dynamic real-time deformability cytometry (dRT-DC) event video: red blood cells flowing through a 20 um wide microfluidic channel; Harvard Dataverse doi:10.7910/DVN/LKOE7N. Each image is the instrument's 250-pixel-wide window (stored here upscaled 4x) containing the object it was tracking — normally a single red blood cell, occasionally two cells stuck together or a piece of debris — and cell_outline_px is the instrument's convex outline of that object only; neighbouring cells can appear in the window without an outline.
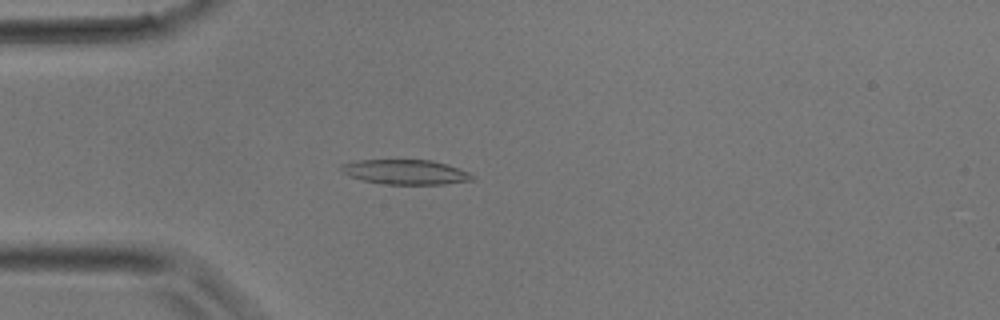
{"species": "common noctule bat (a hibernating species)", "species_latin": "Nyctalus noctula", "temperature_condition": "room temperature", "stored_images_in_passage": 34, "camera_frame_rate_fps": 3000, "um_per_image_px": 0.085, "animal": {"sex": "male", "body_mass_g": 17.9}, "frame": {"image": 1, "passage_image": 6, "time_ms": 1.667, "image_size_px": [1000, 320], "cell_outline_px": [[476, 176], [472, 180], [444, 184], [380, 184], [348, 176], [340, 168], [340, 164], [356, 160], [432, 160], [448, 164], [468, 172]], "centroid_in_image_um": [34.46, 14.62], "position_along_channel_um": 50.5, "area_um2": 18.96}}
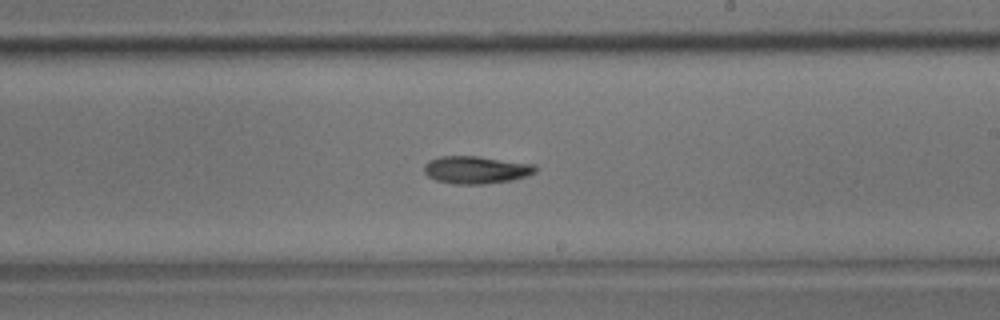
{"frame": {"image": 2, "passage_image": 18, "time_ms": 5.667, "image_size_px": [1000, 320], "cell_outline_px": [[540, 168], [536, 172], [528, 176], [512, 180], [484, 184], [452, 184], [436, 180], [428, 176], [424, 172], [424, 164], [428, 160], [440, 156], [480, 156], [536, 164]], "centroid_in_image_um": [40.51, 14.43], "position_along_channel_um": 248.5, "area_um2": 18.26}}
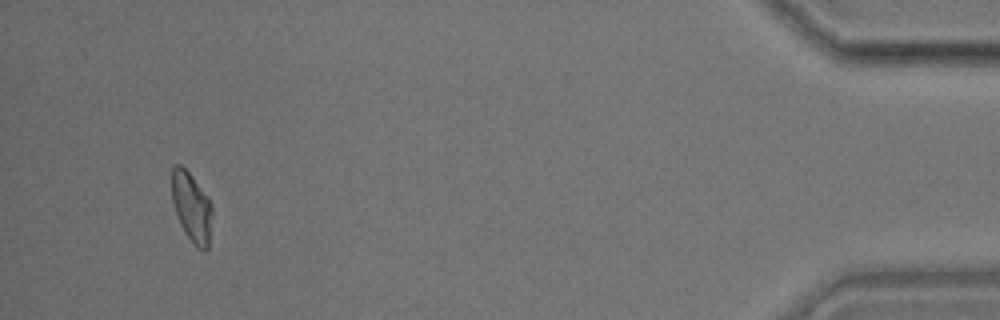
{"frame": {"image": 3, "passage_image": 32, "time_ms": 10.333, "image_size_px": [1000, 320], "cell_outline_px": [[212, 212], [208, 248], [196, 248], [184, 232], [180, 224], [172, 200], [172, 168], [176, 164], [180, 164], [188, 172], [208, 196], [212, 204]], "centroid_in_image_um": [16.29, 17.6], "position_along_channel_um": 418.9, "area_um2": 16.18}}